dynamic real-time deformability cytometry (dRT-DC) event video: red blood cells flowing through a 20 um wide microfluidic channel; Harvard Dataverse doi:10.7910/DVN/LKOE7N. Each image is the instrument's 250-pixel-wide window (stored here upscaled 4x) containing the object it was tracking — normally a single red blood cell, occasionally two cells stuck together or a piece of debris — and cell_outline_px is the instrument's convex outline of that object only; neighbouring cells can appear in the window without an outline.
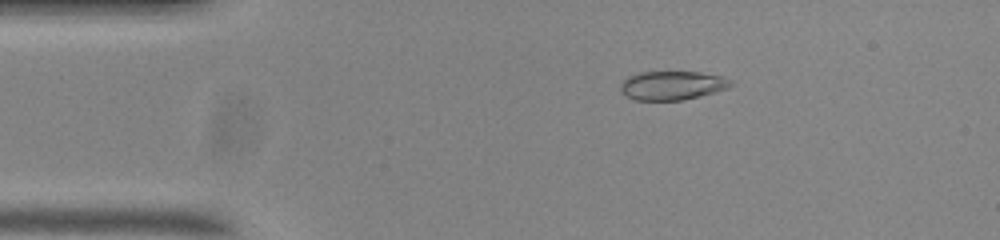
{"species": "common noctule bat (a hibernating species)", "species_latin": "Nyctalus noctula", "temperature_condition": "room temperature", "stored_images_in_passage": 54, "camera_frame_rate_fps": 3000, "um_per_image_px": 0.085, "animal": {"sex": "male", "body_mass_g": 20.0, "forearm_length_mm": 53.3}, "frame": {"image": 1, "passage_image": 9, "time_ms": 2.667, "image_size_px": [1000, 240], "cell_outline_px": [[732, 84], [728, 88], [684, 100], [636, 100], [628, 96], [620, 88], [620, 84], [628, 76], [636, 72], [700, 72], [720, 76], [732, 80]], "centroid_in_image_um": [57.13, 7.25], "position_along_channel_um": 27.9, "area_um2": 18.38}}
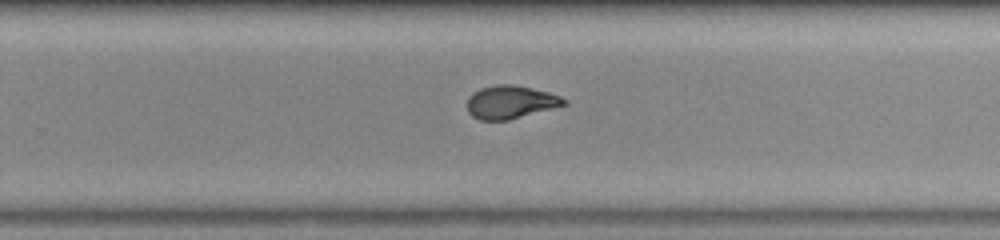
{"frame": {"image": 2, "passage_image": 34, "time_ms": 11.0, "image_size_px": [1000, 240], "cell_outline_px": [[568, 104], [508, 120], [480, 120], [472, 116], [468, 112], [468, 96], [472, 92], [480, 88], [496, 84], [512, 84], [532, 88], [548, 92], [560, 96], [568, 100]], "centroid_in_image_um": [43.39, 8.67], "position_along_channel_um": 286.4, "area_um2": 18.73}}
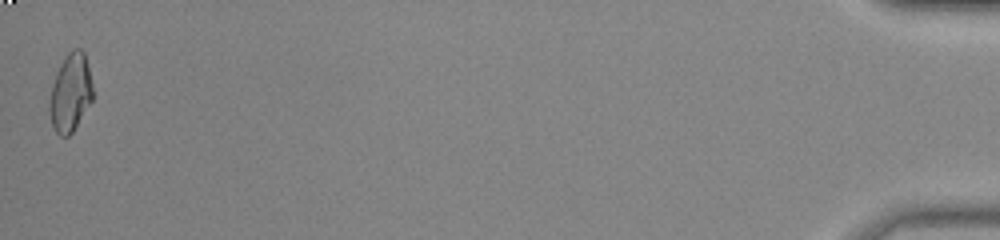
{"frame": {"image": 3, "passage_image": 54, "time_ms": 17.667, "image_size_px": [1000, 240], "cell_outline_px": [[92, 100], [72, 132], [68, 136], [60, 136], [56, 132], [52, 124], [48, 108], [48, 104], [52, 84], [56, 72], [60, 64], [68, 52], [72, 48], [80, 48], [84, 52], [92, 84]], "centroid_in_image_um": [5.96, 7.87], "position_along_channel_um": 429.2, "area_um2": 19.54}, "authors_computed_cell_mechanics": {"area_um2": 19.2474, "velocity_mm_per_s": 3.6951, "shape_relaxation_time_tau1_ms": 11.3355, "shape_relaxation_time_tau2_ms": 1.1416, "deformation_change_tau1": 0.2772, "deformation_change_tau2": 0.0448}}